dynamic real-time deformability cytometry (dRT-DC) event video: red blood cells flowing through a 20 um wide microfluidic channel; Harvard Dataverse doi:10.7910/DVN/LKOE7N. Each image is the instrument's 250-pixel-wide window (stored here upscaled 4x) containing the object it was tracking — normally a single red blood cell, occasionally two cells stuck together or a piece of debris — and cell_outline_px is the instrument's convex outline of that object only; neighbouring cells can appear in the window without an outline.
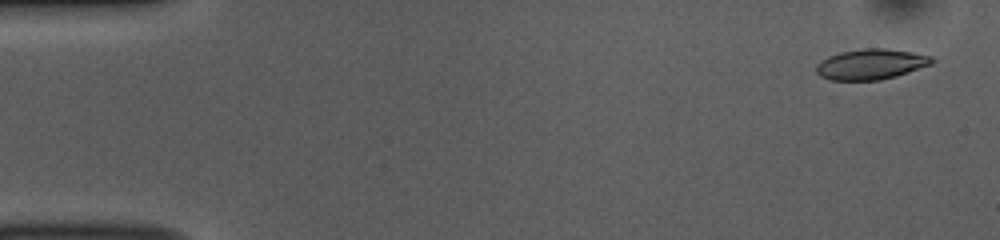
{"species": "common noctule bat (a hibernating species)", "species_latin": "Nyctalus noctula", "temperature_condition": "room temperature", "stored_images_in_passage": 51, "camera_frame_rate_fps": 3000, "um_per_image_px": 0.085, "animal": {"sex": "female", "body_mass_g": 10.0, "forearm_length_mm": 53.1}, "frame": {"image": 1, "passage_image": 2, "time_ms": 0.333, "image_size_px": [1000, 240], "cell_outline_px": [[936, 60], [932, 64], [896, 76], [880, 80], [832, 80], [820, 76], [816, 72], [816, 64], [820, 60], [828, 56], [840, 52], [864, 48], [884, 48], [912, 52], [932, 56]], "centroid_in_image_um": [74.03, 5.45], "position_along_channel_um": 11.0, "area_um2": 20.63}}
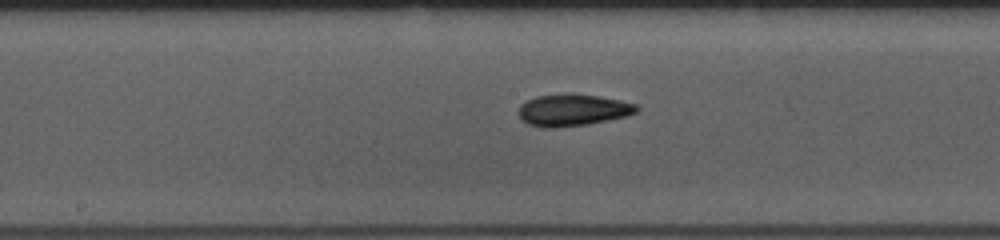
{"frame": {"image": 2, "passage_image": 26, "time_ms": 8.333, "image_size_px": [1000, 240], "cell_outline_px": [[640, 108], [636, 112], [628, 116], [588, 124], [552, 128], [544, 128], [528, 124], [520, 116], [520, 104], [536, 96], [572, 92], [620, 100], [636, 104]], "centroid_in_image_um": [48.71, 9.34], "position_along_channel_um": 199.5, "area_um2": 21.96}}
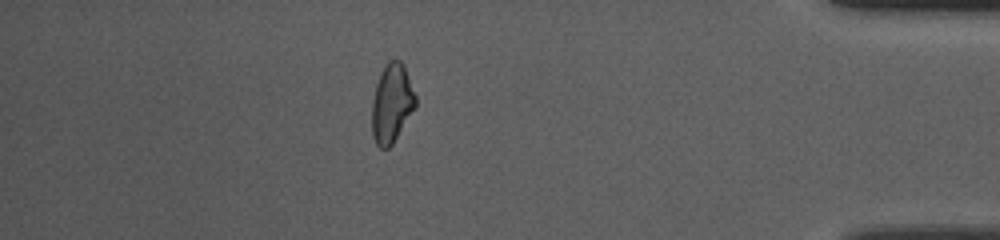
{"frame": {"image": 3, "passage_image": 45, "time_ms": 14.667, "image_size_px": [1000, 240], "cell_outline_px": [[416, 104], [392, 144], [388, 148], [380, 148], [376, 144], [372, 136], [372, 100], [376, 84], [384, 64], [392, 56], [400, 60], [404, 64], [416, 96]], "centroid_in_image_um": [33.28, 8.72], "position_along_channel_um": 401.9, "area_um2": 20.06}, "authors_computed_cell_mechanics": {"area_um2": 20.6924, "velocity_mm_per_s": 3.8467, "shape_relaxation_time_tau1_ms": 5.2204, "shape_relaxation_time_tau2_ms": 3.8579, "deformation_change_tau1": 0.1384, "deformation_change_tau2": 0.111}}